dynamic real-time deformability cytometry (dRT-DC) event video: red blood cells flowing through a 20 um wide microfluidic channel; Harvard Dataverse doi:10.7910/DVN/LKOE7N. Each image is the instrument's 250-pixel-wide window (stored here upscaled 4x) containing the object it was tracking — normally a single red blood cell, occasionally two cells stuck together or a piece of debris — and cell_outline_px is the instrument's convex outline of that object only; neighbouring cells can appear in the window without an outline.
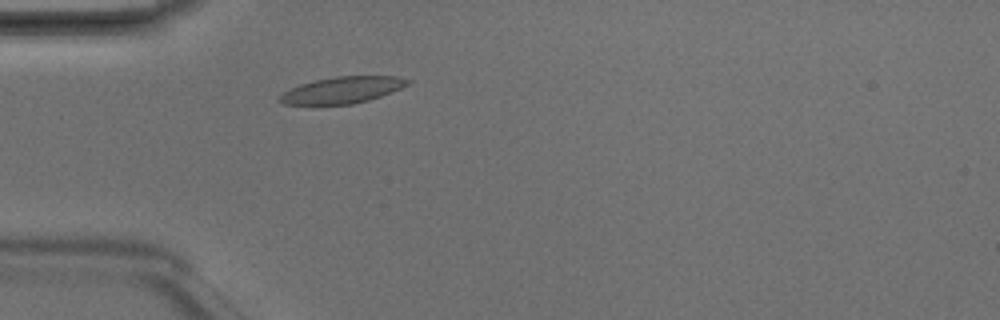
{"species": "Egyptian fruit bat (a non-hibernating species)", "species_latin": "Rousettus aegyptiacus", "temperature_condition": "room temperature", "stored_images_in_passage": 2, "camera_frame_rate_fps": 3000, "um_per_image_px": 0.085, "animal": {"sex": "male"}, "frame": {"image": 1, "passage_image": 2, "time_ms": 0.333, "image_size_px": [1000, 320], "cell_outline_px": [[412, 80], [408, 84], [400, 88], [380, 96], [368, 100], [352, 104], [284, 104], [276, 100], [284, 92], [300, 84], [316, 80], [336, 76], [396, 76]], "centroid_in_image_um": [29.09, 7.64], "position_along_channel_um": 55.9, "area_um2": 19.48}}